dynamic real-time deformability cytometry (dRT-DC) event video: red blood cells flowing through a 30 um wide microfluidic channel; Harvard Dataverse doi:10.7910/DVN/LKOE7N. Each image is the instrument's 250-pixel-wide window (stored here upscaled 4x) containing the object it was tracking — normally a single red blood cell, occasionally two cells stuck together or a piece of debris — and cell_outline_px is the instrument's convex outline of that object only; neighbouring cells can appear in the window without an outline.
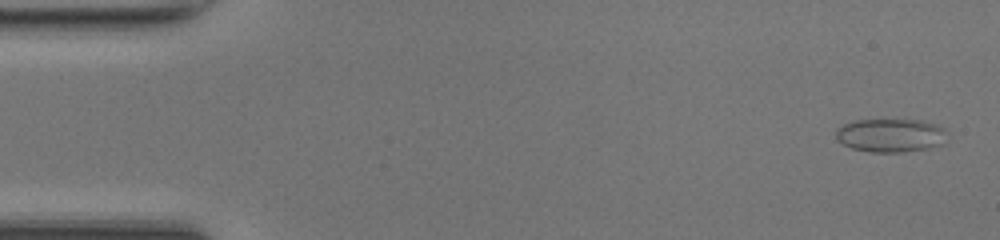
{"species": "common noctule bat (a hibernating species)", "species_latin": "Nyctalus noctula", "temperature_condition": "room temperature", "stored_images_in_passage": 48, "camera_frame_rate_fps": 3000, "um_per_image_px": 0.085, "animal": {"sex": "female", "body_mass_g": 17.0, "forearm_length_mm": 48.0}, "frame": {"image": 1, "passage_image": 2, "time_ms": 0.333, "image_size_px": [1000, 240], "cell_outline_px": [[948, 132], [944, 144], [928, 148], [904, 152], [872, 152], [852, 148], [836, 140], [836, 128], [844, 124], [856, 120], [924, 120], [936, 124], [944, 128]], "centroid_in_image_um": [75.74, 11.5], "position_along_channel_um": 9.3, "area_um2": 21.91}}
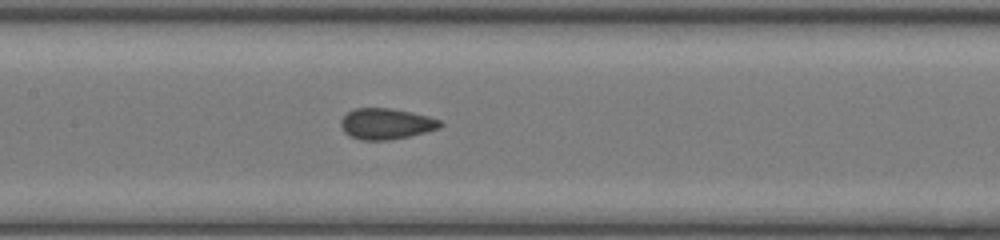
{"frame": {"image": 2, "passage_image": 23, "time_ms": 7.333, "image_size_px": [1000, 240], "cell_outline_px": [[444, 124], [440, 128], [408, 136], [388, 140], [360, 140], [344, 132], [340, 124], [340, 120], [348, 112], [356, 108], [388, 108], [412, 112], [428, 116], [440, 120]], "centroid_in_image_um": [32.82, 10.52], "position_along_channel_um": 174.6, "area_um2": 17.8}}
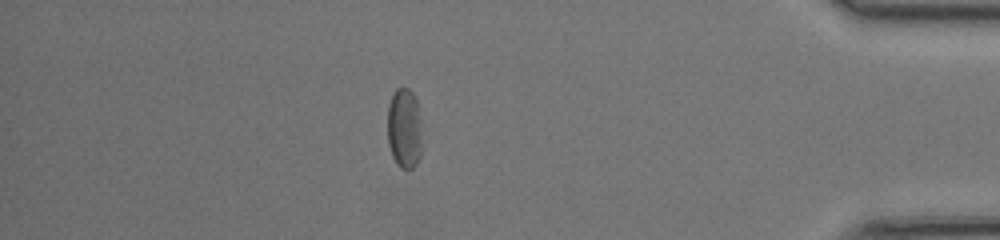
{"frame": {"image": 3, "passage_image": 42, "time_ms": 13.667, "image_size_px": [1000, 240], "cell_outline_px": [[420, 156], [416, 164], [412, 168], [400, 168], [396, 164], [392, 156], [388, 144], [388, 104], [396, 88], [408, 88], [416, 96], [420, 120]], "centroid_in_image_um": [34.35, 10.9], "position_along_channel_um": 400.8, "area_um2": 16.13}, "authors_computed_cell_mechanics": {"area_um2": 18.1203, "velocity_mm_per_s": 4.2729, "shape_relaxation_time_tau1_ms": 9.3772, "shape_relaxation_time_tau2_ms": 1.6485, "deformation_change_tau1": 0.158, "deformation_change_tau2": 0.0698}}